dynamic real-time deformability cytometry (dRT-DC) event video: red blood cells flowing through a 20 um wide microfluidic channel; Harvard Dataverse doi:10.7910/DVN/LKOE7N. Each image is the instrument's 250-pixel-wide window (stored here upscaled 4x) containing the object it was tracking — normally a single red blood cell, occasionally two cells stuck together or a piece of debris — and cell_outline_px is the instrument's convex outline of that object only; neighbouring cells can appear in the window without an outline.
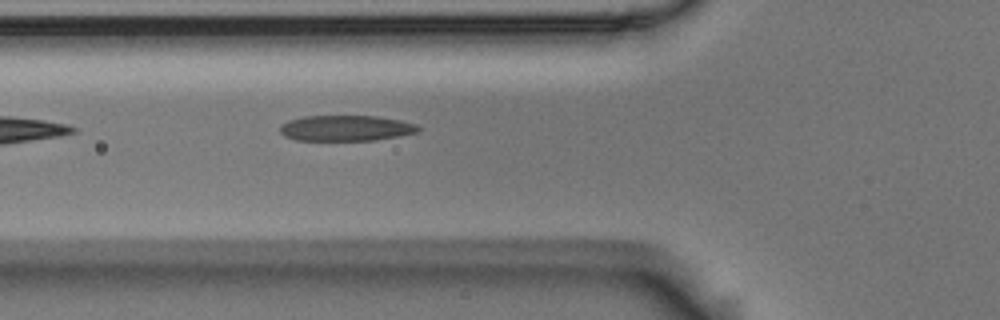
{"species": "Egyptian fruit bat (a non-hibernating species)", "species_latin": "Rousettus aegyptiacus", "temperature_condition": "room temperature", "stored_images_in_passage": 4, "camera_frame_rate_fps": 3000, "um_per_image_px": 0.085, "animal": {"sex": "male"}, "frame": {"image": 1, "passage_image": 4, "time_ms": 1.0, "image_size_px": [1000, 320], "cell_outline_px": [[420, 132], [400, 136], [376, 140], [296, 140], [284, 136], [280, 132], [280, 124], [288, 120], [304, 116], [376, 116], [400, 120], [416, 124], [420, 128]], "centroid_in_image_um": [29.41, 10.89], "position_along_channel_um": 96.4, "area_um2": 20.81}}